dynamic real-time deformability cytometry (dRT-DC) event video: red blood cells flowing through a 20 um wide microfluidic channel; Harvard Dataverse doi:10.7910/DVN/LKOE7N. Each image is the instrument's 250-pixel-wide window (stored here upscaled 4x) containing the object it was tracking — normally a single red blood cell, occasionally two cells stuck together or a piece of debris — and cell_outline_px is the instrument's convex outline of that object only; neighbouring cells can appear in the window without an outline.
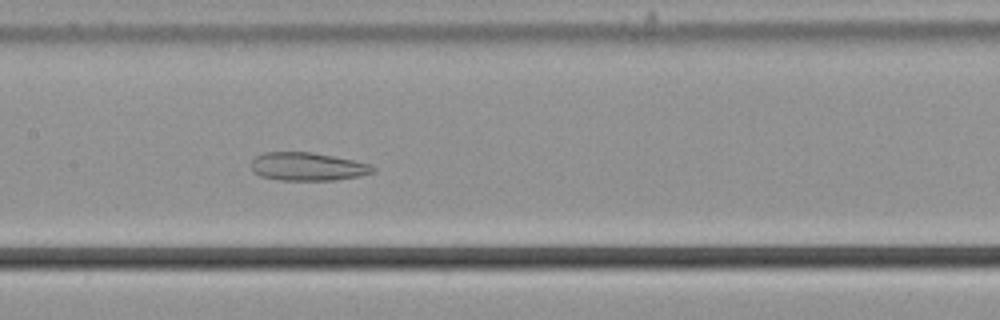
{"species": "common noctule bat (a hibernating species)", "species_latin": "Nyctalus noctula", "temperature_condition": "cold", "stored_images_in_passage": 56, "camera_frame_rate_fps": 3000, "um_per_image_px": 0.085, "animal": {"sex": "male", "body_mass_g": 21.5, "forearm_length_mm": 52.0}, "frame": {"image": 1, "passage_image": 28, "time_ms": 9.0, "image_size_px": [1000, 320], "cell_outline_px": [[376, 172], [360, 176], [336, 180], [280, 180], [260, 176], [252, 172], [252, 160], [256, 156], [264, 152], [312, 152], [372, 164], [376, 168]], "centroid_in_image_um": [26.17, 14.16], "position_along_channel_um": 181.2, "area_um2": 20.11}}
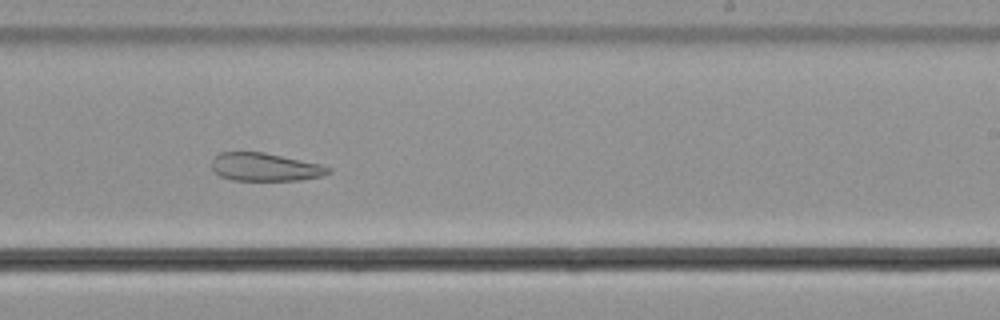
{"frame": {"image": 2, "passage_image": 35, "time_ms": 11.333, "image_size_px": [1000, 320], "cell_outline_px": [[332, 172], [324, 176], [300, 180], [232, 180], [220, 176], [212, 168], [212, 160], [220, 152], [264, 152], [320, 164], [332, 168]], "centroid_in_image_um": [22.57, 14.2], "position_along_channel_um": 266.4, "area_um2": 19.07}}
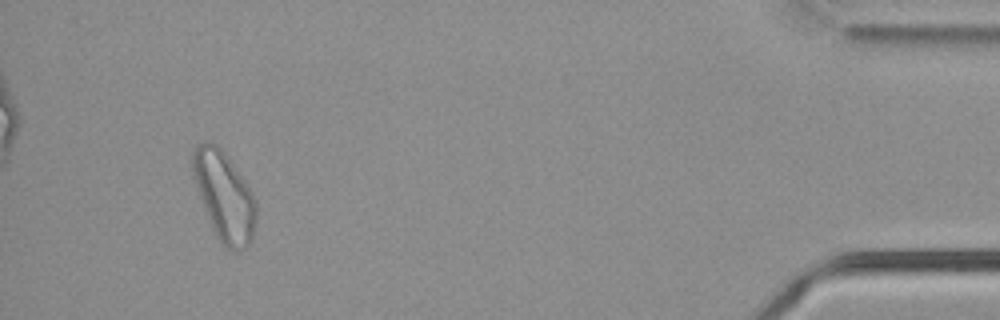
{"frame": {"image": 3, "passage_image": 53, "time_ms": 17.333, "image_size_px": [1000, 320], "cell_outline_px": [[256, 224], [252, 236], [248, 244], [244, 248], [236, 252], [232, 252], [216, 236], [212, 228], [204, 208], [192, 172], [192, 152], [196, 144], [204, 140], [216, 144], [228, 156], [252, 192], [256, 200]], "centroid_in_image_um": [19.06, 16.65], "position_along_channel_um": 416.1, "area_um2": 32.77}, "authors_computed_cell_mechanics": {"area_um2": 28.9, "velocity_mm_per_s": 3.6593, "shape_relaxation_time_tau1_ms": null, "shape_relaxation_time_tau2_ms": 8.1578, "deformation_change_tau1": null, "deformation_change_tau2": 0.1641}}